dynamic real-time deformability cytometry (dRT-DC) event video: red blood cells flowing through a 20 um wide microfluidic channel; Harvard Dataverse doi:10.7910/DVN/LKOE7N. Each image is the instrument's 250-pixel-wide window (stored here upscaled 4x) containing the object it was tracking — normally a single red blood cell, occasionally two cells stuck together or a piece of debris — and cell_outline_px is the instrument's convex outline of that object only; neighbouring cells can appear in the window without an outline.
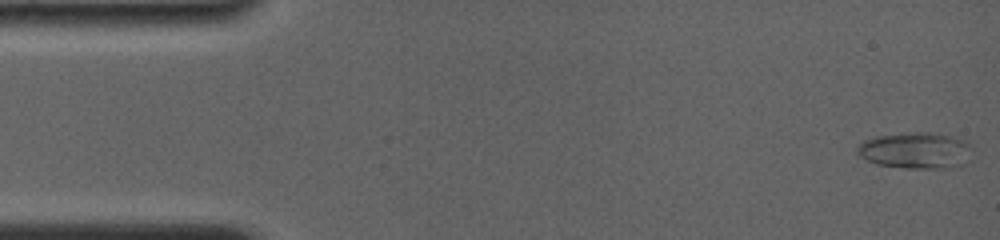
{"species": "common noctule bat (a hibernating species)", "species_latin": "Nyctalus noctula", "temperature_condition": "room temperature", "stored_images_in_passage": 54, "camera_frame_rate_fps": 4000, "um_per_image_px": 0.085, "animal": {"sex": "female", "body_mass_g": 19.0, "forearm_length_mm": 56.7}, "frame": {"image": 1, "passage_image": 1, "time_ms": 0.0, "image_size_px": [1000, 240], "cell_outline_px": [[968, 148], [964, 164], [944, 168], [904, 168], [876, 164], [860, 156], [856, 152], [856, 148], [864, 140], [876, 136], [912, 132], [936, 132], [960, 140], [968, 144]], "centroid_in_image_um": [77.72, 12.79], "position_along_channel_um": 7.3, "area_um2": 23.76}}
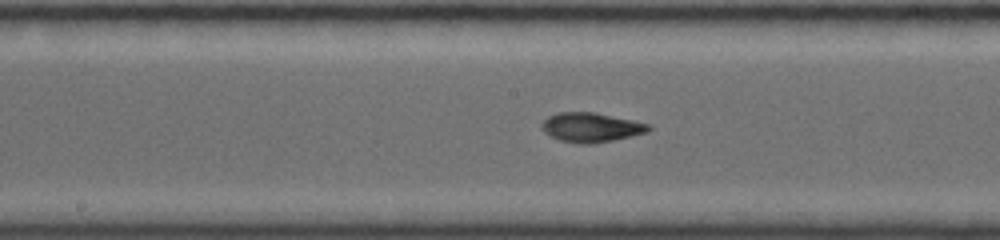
{"frame": {"image": 2, "passage_image": 27, "time_ms": 8.0, "image_size_px": [1000, 240], "cell_outline_px": [[652, 128], [648, 132], [612, 140], [592, 144], [576, 144], [560, 140], [544, 132], [540, 128], [540, 124], [548, 116], [556, 112], [592, 112], [652, 124]], "centroid_in_image_um": [50.22, 10.83], "position_along_channel_um": 198.0, "area_um2": 18.38}}
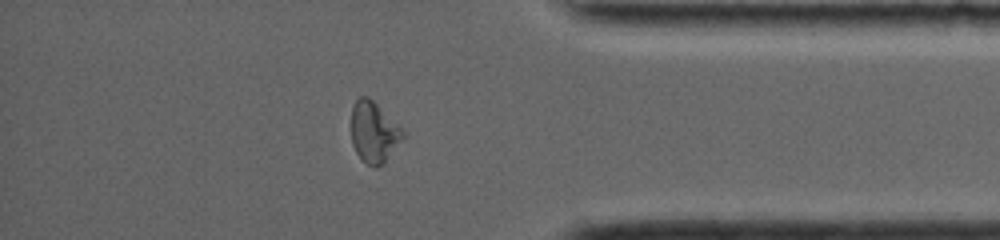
{"frame": {"image": 3, "passage_image": 46, "time_ms": 13.5, "image_size_px": [1000, 240], "cell_outline_px": [[404, 136], [384, 164], [376, 168], [360, 160], [352, 144], [352, 108], [356, 100], [360, 96], [368, 96], [404, 132]], "centroid_in_image_um": [31.75, 11.27], "position_along_channel_um": 403.5, "area_um2": 17.98}, "authors_computed_cell_mechanics": {"area_um2": 17.9758, "velocity_mm_per_s": 3.9013, "shape_relaxation_time_tau1_ms": 8.7575, "shape_relaxation_time_tau2_ms": 1.5411, "deformation_change_tau1": 0.288, "deformation_change_tau2": 0.0607}}